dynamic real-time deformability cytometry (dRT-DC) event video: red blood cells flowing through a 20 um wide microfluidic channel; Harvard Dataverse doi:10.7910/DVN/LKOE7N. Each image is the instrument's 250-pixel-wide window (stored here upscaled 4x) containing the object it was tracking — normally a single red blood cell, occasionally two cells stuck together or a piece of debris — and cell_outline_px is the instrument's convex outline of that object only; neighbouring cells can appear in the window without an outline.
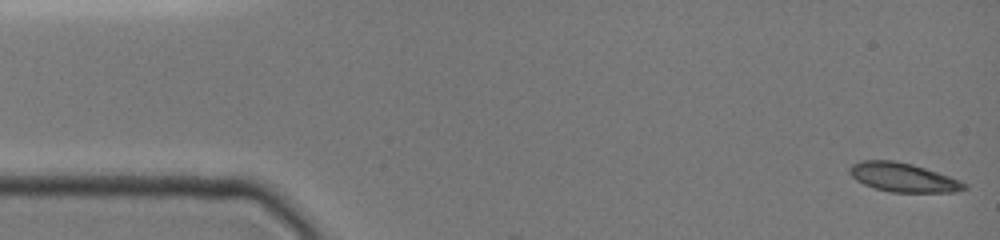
{"species": "common noctule bat (a hibernating species)", "species_latin": "Nyctalus noctula", "temperature_condition": "cold", "stored_images_in_passage": 3, "camera_frame_rate_fps": 3000, "um_per_image_px": 0.085, "animal": {"sex": "female", "body_mass_g": 19.0, "forearm_length_mm": 51.5}, "frame": {"image": 1, "passage_image": 1, "time_ms": 0.0, "image_size_px": [1000, 240], "cell_outline_px": [[968, 188], [956, 192], [892, 192], [876, 188], [864, 184], [856, 180], [848, 172], [848, 168], [852, 164], [860, 160], [892, 160], [912, 164], [960, 180], [968, 184]], "centroid_in_image_um": [76.76, 15.08], "position_along_channel_um": 8.2, "area_um2": 19.31}}